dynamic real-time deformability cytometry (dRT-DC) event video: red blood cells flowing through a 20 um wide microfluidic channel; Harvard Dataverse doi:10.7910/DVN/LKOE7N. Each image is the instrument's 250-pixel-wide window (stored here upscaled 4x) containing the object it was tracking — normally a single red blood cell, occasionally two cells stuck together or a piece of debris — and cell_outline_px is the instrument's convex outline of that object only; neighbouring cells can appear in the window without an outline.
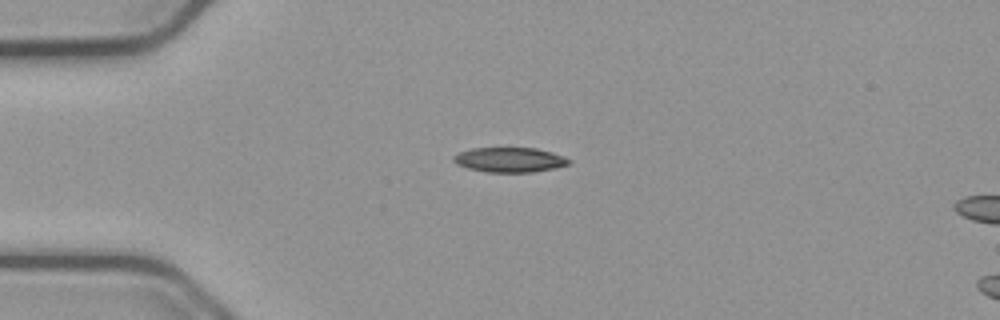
{"species": "common noctule bat (a hibernating species)", "species_latin": "Nyctalus noctula", "temperature_condition": "cold", "stored_images_in_passage": 5, "camera_frame_rate_fps": 3000, "um_per_image_px": 0.085, "animal": {"sex": "male", "body_mass_g": 23.1, "forearm_length_mm": 52.7}, "frame": {"image": 1, "passage_image": 1, "time_ms": 0.0, "image_size_px": [1000, 320], "cell_outline_px": [[572, 160], [568, 164], [556, 168], [532, 172], [484, 172], [468, 168], [456, 164], [452, 160], [452, 156], [460, 152], [472, 148], [536, 148], [552, 152], [564, 156]], "centroid_in_image_um": [43.31, 13.58], "position_along_channel_um": 41.7, "area_um2": 16.76}}